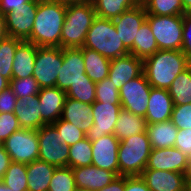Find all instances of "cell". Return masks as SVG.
I'll return each instance as SVG.
<instances>
[{
  "label": "cell",
  "instance_id": "39",
  "mask_svg": "<svg viewBox=\"0 0 191 191\" xmlns=\"http://www.w3.org/2000/svg\"><path fill=\"white\" fill-rule=\"evenodd\" d=\"M96 100L101 103H110L113 105H121L119 90L114 83L107 77L102 81L96 82L95 87Z\"/></svg>",
  "mask_w": 191,
  "mask_h": 191
},
{
  "label": "cell",
  "instance_id": "8",
  "mask_svg": "<svg viewBox=\"0 0 191 191\" xmlns=\"http://www.w3.org/2000/svg\"><path fill=\"white\" fill-rule=\"evenodd\" d=\"M39 155L38 159L56 167L68 166L70 146L62 144L60 133L52 125H43L37 130Z\"/></svg>",
  "mask_w": 191,
  "mask_h": 191
},
{
  "label": "cell",
  "instance_id": "44",
  "mask_svg": "<svg viewBox=\"0 0 191 191\" xmlns=\"http://www.w3.org/2000/svg\"><path fill=\"white\" fill-rule=\"evenodd\" d=\"M181 51L191 62V17L188 14L183 15V37Z\"/></svg>",
  "mask_w": 191,
  "mask_h": 191
},
{
  "label": "cell",
  "instance_id": "50",
  "mask_svg": "<svg viewBox=\"0 0 191 191\" xmlns=\"http://www.w3.org/2000/svg\"><path fill=\"white\" fill-rule=\"evenodd\" d=\"M7 36L5 15L0 11V42H2Z\"/></svg>",
  "mask_w": 191,
  "mask_h": 191
},
{
  "label": "cell",
  "instance_id": "10",
  "mask_svg": "<svg viewBox=\"0 0 191 191\" xmlns=\"http://www.w3.org/2000/svg\"><path fill=\"white\" fill-rule=\"evenodd\" d=\"M151 88L144 73L122 85L119 89L122 109L145 118Z\"/></svg>",
  "mask_w": 191,
  "mask_h": 191
},
{
  "label": "cell",
  "instance_id": "17",
  "mask_svg": "<svg viewBox=\"0 0 191 191\" xmlns=\"http://www.w3.org/2000/svg\"><path fill=\"white\" fill-rule=\"evenodd\" d=\"M143 73V60L128 54L111 59L108 78L119 90L122 85Z\"/></svg>",
  "mask_w": 191,
  "mask_h": 191
},
{
  "label": "cell",
  "instance_id": "47",
  "mask_svg": "<svg viewBox=\"0 0 191 191\" xmlns=\"http://www.w3.org/2000/svg\"><path fill=\"white\" fill-rule=\"evenodd\" d=\"M31 1L32 0H0V11L5 15L20 6H26V3Z\"/></svg>",
  "mask_w": 191,
  "mask_h": 191
},
{
  "label": "cell",
  "instance_id": "37",
  "mask_svg": "<svg viewBox=\"0 0 191 191\" xmlns=\"http://www.w3.org/2000/svg\"><path fill=\"white\" fill-rule=\"evenodd\" d=\"M76 188L72 168L56 167L48 191H74Z\"/></svg>",
  "mask_w": 191,
  "mask_h": 191
},
{
  "label": "cell",
  "instance_id": "57",
  "mask_svg": "<svg viewBox=\"0 0 191 191\" xmlns=\"http://www.w3.org/2000/svg\"><path fill=\"white\" fill-rule=\"evenodd\" d=\"M74 191H91V190L76 188Z\"/></svg>",
  "mask_w": 191,
  "mask_h": 191
},
{
  "label": "cell",
  "instance_id": "54",
  "mask_svg": "<svg viewBox=\"0 0 191 191\" xmlns=\"http://www.w3.org/2000/svg\"><path fill=\"white\" fill-rule=\"evenodd\" d=\"M0 191H15L14 189H11L9 187H6L2 181H0Z\"/></svg>",
  "mask_w": 191,
  "mask_h": 191
},
{
  "label": "cell",
  "instance_id": "32",
  "mask_svg": "<svg viewBox=\"0 0 191 191\" xmlns=\"http://www.w3.org/2000/svg\"><path fill=\"white\" fill-rule=\"evenodd\" d=\"M22 40L7 36L0 42V73L1 75L12 80V67L15 56V50Z\"/></svg>",
  "mask_w": 191,
  "mask_h": 191
},
{
  "label": "cell",
  "instance_id": "41",
  "mask_svg": "<svg viewBox=\"0 0 191 191\" xmlns=\"http://www.w3.org/2000/svg\"><path fill=\"white\" fill-rule=\"evenodd\" d=\"M170 121L178 129H191V103L174 105Z\"/></svg>",
  "mask_w": 191,
  "mask_h": 191
},
{
  "label": "cell",
  "instance_id": "33",
  "mask_svg": "<svg viewBox=\"0 0 191 191\" xmlns=\"http://www.w3.org/2000/svg\"><path fill=\"white\" fill-rule=\"evenodd\" d=\"M1 181L6 187L14 189L15 191H28L27 164L11 162Z\"/></svg>",
  "mask_w": 191,
  "mask_h": 191
},
{
  "label": "cell",
  "instance_id": "48",
  "mask_svg": "<svg viewBox=\"0 0 191 191\" xmlns=\"http://www.w3.org/2000/svg\"><path fill=\"white\" fill-rule=\"evenodd\" d=\"M124 188H125V176H118L107 186L97 191H124Z\"/></svg>",
  "mask_w": 191,
  "mask_h": 191
},
{
  "label": "cell",
  "instance_id": "22",
  "mask_svg": "<svg viewBox=\"0 0 191 191\" xmlns=\"http://www.w3.org/2000/svg\"><path fill=\"white\" fill-rule=\"evenodd\" d=\"M38 95H30L17 100L14 114L21 129L38 130L43 126Z\"/></svg>",
  "mask_w": 191,
  "mask_h": 191
},
{
  "label": "cell",
  "instance_id": "3",
  "mask_svg": "<svg viewBox=\"0 0 191 191\" xmlns=\"http://www.w3.org/2000/svg\"><path fill=\"white\" fill-rule=\"evenodd\" d=\"M96 17L91 0L67 2L61 33V48H81L90 26Z\"/></svg>",
  "mask_w": 191,
  "mask_h": 191
},
{
  "label": "cell",
  "instance_id": "45",
  "mask_svg": "<svg viewBox=\"0 0 191 191\" xmlns=\"http://www.w3.org/2000/svg\"><path fill=\"white\" fill-rule=\"evenodd\" d=\"M18 98L10 87L0 92V113H14Z\"/></svg>",
  "mask_w": 191,
  "mask_h": 191
},
{
  "label": "cell",
  "instance_id": "4",
  "mask_svg": "<svg viewBox=\"0 0 191 191\" xmlns=\"http://www.w3.org/2000/svg\"><path fill=\"white\" fill-rule=\"evenodd\" d=\"M83 47L93 49L110 60L130 54L120 40L113 21L99 16L94 18Z\"/></svg>",
  "mask_w": 191,
  "mask_h": 191
},
{
  "label": "cell",
  "instance_id": "35",
  "mask_svg": "<svg viewBox=\"0 0 191 191\" xmlns=\"http://www.w3.org/2000/svg\"><path fill=\"white\" fill-rule=\"evenodd\" d=\"M146 13L150 15L172 16L187 14L181 0H147L144 4Z\"/></svg>",
  "mask_w": 191,
  "mask_h": 191
},
{
  "label": "cell",
  "instance_id": "56",
  "mask_svg": "<svg viewBox=\"0 0 191 191\" xmlns=\"http://www.w3.org/2000/svg\"><path fill=\"white\" fill-rule=\"evenodd\" d=\"M137 2V4H144L147 0H135Z\"/></svg>",
  "mask_w": 191,
  "mask_h": 191
},
{
  "label": "cell",
  "instance_id": "5",
  "mask_svg": "<svg viewBox=\"0 0 191 191\" xmlns=\"http://www.w3.org/2000/svg\"><path fill=\"white\" fill-rule=\"evenodd\" d=\"M151 150L146 131L120 141L117 154L119 176H141Z\"/></svg>",
  "mask_w": 191,
  "mask_h": 191
},
{
  "label": "cell",
  "instance_id": "16",
  "mask_svg": "<svg viewBox=\"0 0 191 191\" xmlns=\"http://www.w3.org/2000/svg\"><path fill=\"white\" fill-rule=\"evenodd\" d=\"M189 158L176 147L152 149L145 169L186 174Z\"/></svg>",
  "mask_w": 191,
  "mask_h": 191
},
{
  "label": "cell",
  "instance_id": "42",
  "mask_svg": "<svg viewBox=\"0 0 191 191\" xmlns=\"http://www.w3.org/2000/svg\"><path fill=\"white\" fill-rule=\"evenodd\" d=\"M20 129V124L14 113H0V143H3L13 132Z\"/></svg>",
  "mask_w": 191,
  "mask_h": 191
},
{
  "label": "cell",
  "instance_id": "21",
  "mask_svg": "<svg viewBox=\"0 0 191 191\" xmlns=\"http://www.w3.org/2000/svg\"><path fill=\"white\" fill-rule=\"evenodd\" d=\"M173 107V100L167 89L152 87L145 115L147 124L170 121Z\"/></svg>",
  "mask_w": 191,
  "mask_h": 191
},
{
  "label": "cell",
  "instance_id": "58",
  "mask_svg": "<svg viewBox=\"0 0 191 191\" xmlns=\"http://www.w3.org/2000/svg\"><path fill=\"white\" fill-rule=\"evenodd\" d=\"M56 1L71 2V1H80V0H56Z\"/></svg>",
  "mask_w": 191,
  "mask_h": 191
},
{
  "label": "cell",
  "instance_id": "38",
  "mask_svg": "<svg viewBox=\"0 0 191 191\" xmlns=\"http://www.w3.org/2000/svg\"><path fill=\"white\" fill-rule=\"evenodd\" d=\"M52 125L60 133L62 144H67L68 146H71L86 137L85 132H83L81 129H79L72 123L63 120L62 118H59Z\"/></svg>",
  "mask_w": 191,
  "mask_h": 191
},
{
  "label": "cell",
  "instance_id": "25",
  "mask_svg": "<svg viewBox=\"0 0 191 191\" xmlns=\"http://www.w3.org/2000/svg\"><path fill=\"white\" fill-rule=\"evenodd\" d=\"M56 166L42 160L27 164V190L48 191L49 184Z\"/></svg>",
  "mask_w": 191,
  "mask_h": 191
},
{
  "label": "cell",
  "instance_id": "18",
  "mask_svg": "<svg viewBox=\"0 0 191 191\" xmlns=\"http://www.w3.org/2000/svg\"><path fill=\"white\" fill-rule=\"evenodd\" d=\"M141 177L151 191H185L186 174L183 173L144 169Z\"/></svg>",
  "mask_w": 191,
  "mask_h": 191
},
{
  "label": "cell",
  "instance_id": "7",
  "mask_svg": "<svg viewBox=\"0 0 191 191\" xmlns=\"http://www.w3.org/2000/svg\"><path fill=\"white\" fill-rule=\"evenodd\" d=\"M63 65V48L37 47L33 77L40 89L56 86Z\"/></svg>",
  "mask_w": 191,
  "mask_h": 191
},
{
  "label": "cell",
  "instance_id": "30",
  "mask_svg": "<svg viewBox=\"0 0 191 191\" xmlns=\"http://www.w3.org/2000/svg\"><path fill=\"white\" fill-rule=\"evenodd\" d=\"M168 91L174 105L191 103V65L177 75Z\"/></svg>",
  "mask_w": 191,
  "mask_h": 191
},
{
  "label": "cell",
  "instance_id": "11",
  "mask_svg": "<svg viewBox=\"0 0 191 191\" xmlns=\"http://www.w3.org/2000/svg\"><path fill=\"white\" fill-rule=\"evenodd\" d=\"M38 0L26 3L5 14L6 31L8 36L27 41L34 26L37 13Z\"/></svg>",
  "mask_w": 191,
  "mask_h": 191
},
{
  "label": "cell",
  "instance_id": "52",
  "mask_svg": "<svg viewBox=\"0 0 191 191\" xmlns=\"http://www.w3.org/2000/svg\"><path fill=\"white\" fill-rule=\"evenodd\" d=\"M183 9L186 13L191 11V0H181Z\"/></svg>",
  "mask_w": 191,
  "mask_h": 191
},
{
  "label": "cell",
  "instance_id": "6",
  "mask_svg": "<svg viewBox=\"0 0 191 191\" xmlns=\"http://www.w3.org/2000/svg\"><path fill=\"white\" fill-rule=\"evenodd\" d=\"M146 21L159 50H181L183 15L159 16L147 14Z\"/></svg>",
  "mask_w": 191,
  "mask_h": 191
},
{
  "label": "cell",
  "instance_id": "46",
  "mask_svg": "<svg viewBox=\"0 0 191 191\" xmlns=\"http://www.w3.org/2000/svg\"><path fill=\"white\" fill-rule=\"evenodd\" d=\"M124 191H151L141 176H125Z\"/></svg>",
  "mask_w": 191,
  "mask_h": 191
},
{
  "label": "cell",
  "instance_id": "55",
  "mask_svg": "<svg viewBox=\"0 0 191 191\" xmlns=\"http://www.w3.org/2000/svg\"><path fill=\"white\" fill-rule=\"evenodd\" d=\"M186 176H191V158H189L188 170H187Z\"/></svg>",
  "mask_w": 191,
  "mask_h": 191
},
{
  "label": "cell",
  "instance_id": "9",
  "mask_svg": "<svg viewBox=\"0 0 191 191\" xmlns=\"http://www.w3.org/2000/svg\"><path fill=\"white\" fill-rule=\"evenodd\" d=\"M12 162L31 163L38 159L39 143L37 130L20 129L1 143Z\"/></svg>",
  "mask_w": 191,
  "mask_h": 191
},
{
  "label": "cell",
  "instance_id": "1",
  "mask_svg": "<svg viewBox=\"0 0 191 191\" xmlns=\"http://www.w3.org/2000/svg\"><path fill=\"white\" fill-rule=\"evenodd\" d=\"M67 2L38 0L37 13L30 38L38 47H61V33Z\"/></svg>",
  "mask_w": 191,
  "mask_h": 191
},
{
  "label": "cell",
  "instance_id": "43",
  "mask_svg": "<svg viewBox=\"0 0 191 191\" xmlns=\"http://www.w3.org/2000/svg\"><path fill=\"white\" fill-rule=\"evenodd\" d=\"M183 154L191 158V129H178L175 145Z\"/></svg>",
  "mask_w": 191,
  "mask_h": 191
},
{
  "label": "cell",
  "instance_id": "27",
  "mask_svg": "<svg viewBox=\"0 0 191 191\" xmlns=\"http://www.w3.org/2000/svg\"><path fill=\"white\" fill-rule=\"evenodd\" d=\"M147 122L142 116L121 109L114 127V135L122 141L132 135L146 131Z\"/></svg>",
  "mask_w": 191,
  "mask_h": 191
},
{
  "label": "cell",
  "instance_id": "34",
  "mask_svg": "<svg viewBox=\"0 0 191 191\" xmlns=\"http://www.w3.org/2000/svg\"><path fill=\"white\" fill-rule=\"evenodd\" d=\"M92 163V144L91 141L85 137L81 141L76 142L70 146L68 166L71 168H78L89 166Z\"/></svg>",
  "mask_w": 191,
  "mask_h": 191
},
{
  "label": "cell",
  "instance_id": "36",
  "mask_svg": "<svg viewBox=\"0 0 191 191\" xmlns=\"http://www.w3.org/2000/svg\"><path fill=\"white\" fill-rule=\"evenodd\" d=\"M95 87L96 83L92 80H79L69 87L66 95L74 100L93 104L96 100Z\"/></svg>",
  "mask_w": 191,
  "mask_h": 191
},
{
  "label": "cell",
  "instance_id": "28",
  "mask_svg": "<svg viewBox=\"0 0 191 191\" xmlns=\"http://www.w3.org/2000/svg\"><path fill=\"white\" fill-rule=\"evenodd\" d=\"M85 73L93 81L99 82L108 77L111 60L97 51L82 47Z\"/></svg>",
  "mask_w": 191,
  "mask_h": 191
},
{
  "label": "cell",
  "instance_id": "19",
  "mask_svg": "<svg viewBox=\"0 0 191 191\" xmlns=\"http://www.w3.org/2000/svg\"><path fill=\"white\" fill-rule=\"evenodd\" d=\"M38 97L43 125L53 124L61 118L65 100L67 98L65 91L56 86L42 88L39 91Z\"/></svg>",
  "mask_w": 191,
  "mask_h": 191
},
{
  "label": "cell",
  "instance_id": "49",
  "mask_svg": "<svg viewBox=\"0 0 191 191\" xmlns=\"http://www.w3.org/2000/svg\"><path fill=\"white\" fill-rule=\"evenodd\" d=\"M11 162L12 161H11L9 154L6 152L3 145L0 144V181H1L4 173L10 166Z\"/></svg>",
  "mask_w": 191,
  "mask_h": 191
},
{
  "label": "cell",
  "instance_id": "20",
  "mask_svg": "<svg viewBox=\"0 0 191 191\" xmlns=\"http://www.w3.org/2000/svg\"><path fill=\"white\" fill-rule=\"evenodd\" d=\"M77 188L97 191L111 183L116 177L114 172L94 165L72 168Z\"/></svg>",
  "mask_w": 191,
  "mask_h": 191
},
{
  "label": "cell",
  "instance_id": "14",
  "mask_svg": "<svg viewBox=\"0 0 191 191\" xmlns=\"http://www.w3.org/2000/svg\"><path fill=\"white\" fill-rule=\"evenodd\" d=\"M146 17L147 13L144 5L138 4L112 20L120 40L129 51L133 48L134 39Z\"/></svg>",
  "mask_w": 191,
  "mask_h": 191
},
{
  "label": "cell",
  "instance_id": "53",
  "mask_svg": "<svg viewBox=\"0 0 191 191\" xmlns=\"http://www.w3.org/2000/svg\"><path fill=\"white\" fill-rule=\"evenodd\" d=\"M185 191H191V176H186Z\"/></svg>",
  "mask_w": 191,
  "mask_h": 191
},
{
  "label": "cell",
  "instance_id": "13",
  "mask_svg": "<svg viewBox=\"0 0 191 191\" xmlns=\"http://www.w3.org/2000/svg\"><path fill=\"white\" fill-rule=\"evenodd\" d=\"M92 163L98 168L109 170L119 176L118 147L120 141L114 134H107L91 141Z\"/></svg>",
  "mask_w": 191,
  "mask_h": 191
},
{
  "label": "cell",
  "instance_id": "40",
  "mask_svg": "<svg viewBox=\"0 0 191 191\" xmlns=\"http://www.w3.org/2000/svg\"><path fill=\"white\" fill-rule=\"evenodd\" d=\"M9 87L14 92V95L20 99L30 95H38L40 87L33 76L10 80Z\"/></svg>",
  "mask_w": 191,
  "mask_h": 191
},
{
  "label": "cell",
  "instance_id": "51",
  "mask_svg": "<svg viewBox=\"0 0 191 191\" xmlns=\"http://www.w3.org/2000/svg\"><path fill=\"white\" fill-rule=\"evenodd\" d=\"M10 85V81L6 78H4L0 73V92L4 89L8 88Z\"/></svg>",
  "mask_w": 191,
  "mask_h": 191
},
{
  "label": "cell",
  "instance_id": "29",
  "mask_svg": "<svg viewBox=\"0 0 191 191\" xmlns=\"http://www.w3.org/2000/svg\"><path fill=\"white\" fill-rule=\"evenodd\" d=\"M157 42L151 31L149 23L145 20L140 26L138 34L134 39L133 48L130 50V54L135 57L145 60L158 51Z\"/></svg>",
  "mask_w": 191,
  "mask_h": 191
},
{
  "label": "cell",
  "instance_id": "24",
  "mask_svg": "<svg viewBox=\"0 0 191 191\" xmlns=\"http://www.w3.org/2000/svg\"><path fill=\"white\" fill-rule=\"evenodd\" d=\"M37 47L34 43L22 41L15 50L12 79L33 76Z\"/></svg>",
  "mask_w": 191,
  "mask_h": 191
},
{
  "label": "cell",
  "instance_id": "23",
  "mask_svg": "<svg viewBox=\"0 0 191 191\" xmlns=\"http://www.w3.org/2000/svg\"><path fill=\"white\" fill-rule=\"evenodd\" d=\"M61 118L72 123L83 132L87 133L94 125L92 104L83 103L67 97Z\"/></svg>",
  "mask_w": 191,
  "mask_h": 191
},
{
  "label": "cell",
  "instance_id": "26",
  "mask_svg": "<svg viewBox=\"0 0 191 191\" xmlns=\"http://www.w3.org/2000/svg\"><path fill=\"white\" fill-rule=\"evenodd\" d=\"M178 128L171 121L147 124L148 135L152 149L174 147Z\"/></svg>",
  "mask_w": 191,
  "mask_h": 191
},
{
  "label": "cell",
  "instance_id": "12",
  "mask_svg": "<svg viewBox=\"0 0 191 191\" xmlns=\"http://www.w3.org/2000/svg\"><path fill=\"white\" fill-rule=\"evenodd\" d=\"M79 80H91L85 73L81 48H63V65L56 80V87L67 91Z\"/></svg>",
  "mask_w": 191,
  "mask_h": 191
},
{
  "label": "cell",
  "instance_id": "15",
  "mask_svg": "<svg viewBox=\"0 0 191 191\" xmlns=\"http://www.w3.org/2000/svg\"><path fill=\"white\" fill-rule=\"evenodd\" d=\"M121 109V105L104 104L95 101L92 104L94 125L86 133V137L90 141H95L107 134H113L115 123L117 122L118 114Z\"/></svg>",
  "mask_w": 191,
  "mask_h": 191
},
{
  "label": "cell",
  "instance_id": "2",
  "mask_svg": "<svg viewBox=\"0 0 191 191\" xmlns=\"http://www.w3.org/2000/svg\"><path fill=\"white\" fill-rule=\"evenodd\" d=\"M190 65L181 50H158L143 60V73L151 87L168 90L177 75Z\"/></svg>",
  "mask_w": 191,
  "mask_h": 191
},
{
  "label": "cell",
  "instance_id": "31",
  "mask_svg": "<svg viewBox=\"0 0 191 191\" xmlns=\"http://www.w3.org/2000/svg\"><path fill=\"white\" fill-rule=\"evenodd\" d=\"M93 2L96 16L115 19L124 13L127 9L135 7V0H91Z\"/></svg>",
  "mask_w": 191,
  "mask_h": 191
}]
</instances>
